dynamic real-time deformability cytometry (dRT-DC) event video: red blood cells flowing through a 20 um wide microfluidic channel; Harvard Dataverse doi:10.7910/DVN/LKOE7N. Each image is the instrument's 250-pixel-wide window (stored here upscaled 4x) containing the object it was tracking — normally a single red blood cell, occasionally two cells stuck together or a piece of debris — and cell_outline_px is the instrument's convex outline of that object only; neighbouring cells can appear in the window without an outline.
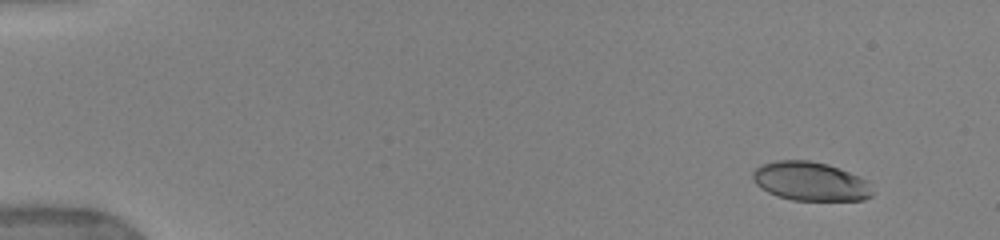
{"species": "human", "species_latin": "Homo sapiens", "temperature_condition": "warm", "stored_images_in_passage": 40, "camera_frame_rate_fps": 3000, "um_per_image_px": 0.085, "donor": {"sex": "female"}, "frame": {"image": 1, "passage_image": 4, "time_ms": 1.333, "image_size_px": [1000, 240], "cell_outline_px": [[872, 196], [864, 200], [792, 200], [776, 196], [760, 188], [752, 180], [752, 172], [760, 164], [776, 160], [808, 160], [828, 164], [848, 172], [864, 180], [872, 192]], "centroid_in_image_um": [68.8, 15.41], "position_along_channel_um": 16.2, "area_um2": 26.99}}
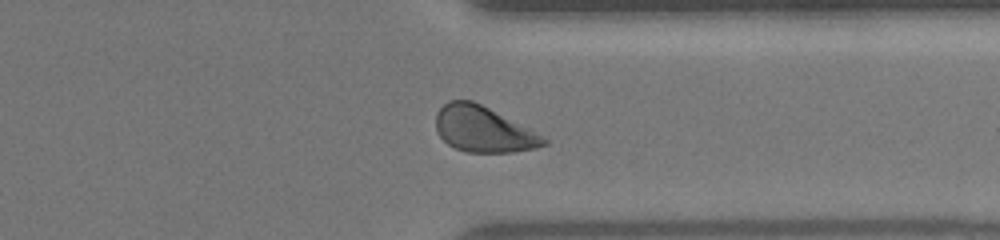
{"frame": {"image": 2, "passage_image": 33, "time_ms": 13.667, "image_size_px": [1000, 240], "cell_outline_px": [[548, 144], [536, 148], [512, 152], [468, 152], [456, 148], [448, 144], [436, 132], [436, 112], [448, 100], [472, 100], [488, 108], [548, 140]], "centroid_in_image_um": [41.02, 10.99], "position_along_channel_um": 370.4, "area_um2": 28.09}}
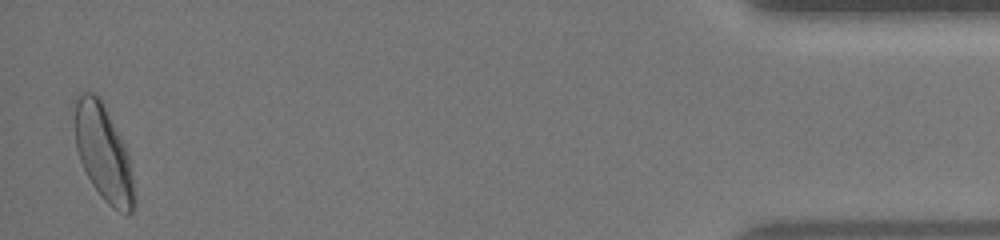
{"frame": {"image": 3, "passage_image": 40, "time_ms": 17.0, "image_size_px": [1000, 240], "cell_outline_px": [[136, 200], [132, 212], [120, 212], [112, 208], [100, 196], [92, 184], [80, 160], [76, 148], [76, 96], [80, 92], [92, 92], [104, 100], [128, 152]], "centroid_in_image_um": [8.82, 12.98], "position_along_channel_um": 426.4, "area_um2": 33.29}, "authors_computed_cell_mechanics": {"area_um2": 29.0734, "velocity_mm_per_s": 3.939, "shape_relaxation_time_tau1_ms": 3.7838, "shape_relaxation_time_tau2_ms": null, "deformation_change_tau1": 0.1792, "deformation_change_tau2": null}}